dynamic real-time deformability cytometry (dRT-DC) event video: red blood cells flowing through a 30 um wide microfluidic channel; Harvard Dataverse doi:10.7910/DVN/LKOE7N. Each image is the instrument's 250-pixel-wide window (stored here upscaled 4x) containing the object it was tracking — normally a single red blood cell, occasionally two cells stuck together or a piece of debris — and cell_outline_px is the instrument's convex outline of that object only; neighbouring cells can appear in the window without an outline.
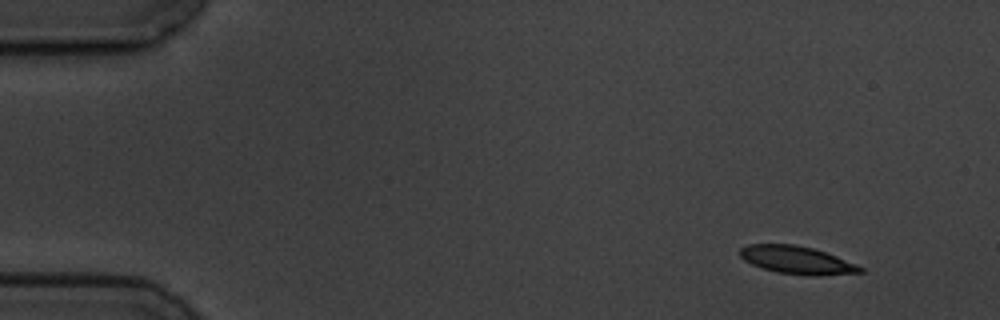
{"species": "common noctule bat (a hibernating species)", "species_latin": "Nyctalus noctula", "temperature_condition": "cold", "stored_images_in_passage": 10, "camera_frame_rate_fps": 3000, "um_per_image_px": 0.085, "animal": {"sex": "male", "body_mass_g": 19.5, "forearm_length_mm": 54.6}, "frame": {"image": 1, "passage_image": 1, "time_ms": 0.0, "image_size_px": [1000, 320], "cell_outline_px": [[864, 272], [820, 276], [808, 276], [776, 272], [760, 268], [744, 260], [740, 256], [740, 248], [748, 244], [796, 244], [812, 248], [836, 256], [856, 264], [864, 268]], "centroid_in_image_um": [67.73, 22.11], "position_along_channel_um": 17.3, "area_um2": 19.65}}
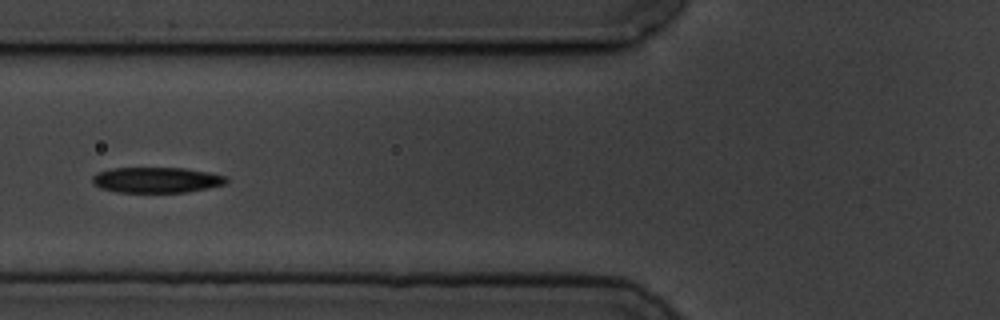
{"frame": {"image": 2, "passage_image": 6, "time_ms": 5.667, "image_size_px": [1000, 320], "cell_outline_px": [[228, 180], [224, 184], [208, 188], [188, 192], [116, 192], [100, 188], [92, 184], [92, 176], [96, 172], [112, 168], [184, 168], [208, 172], [228, 176]], "centroid_in_image_um": [13.28, 15.29], "position_along_channel_um": 112.5, "area_um2": 20.11}}
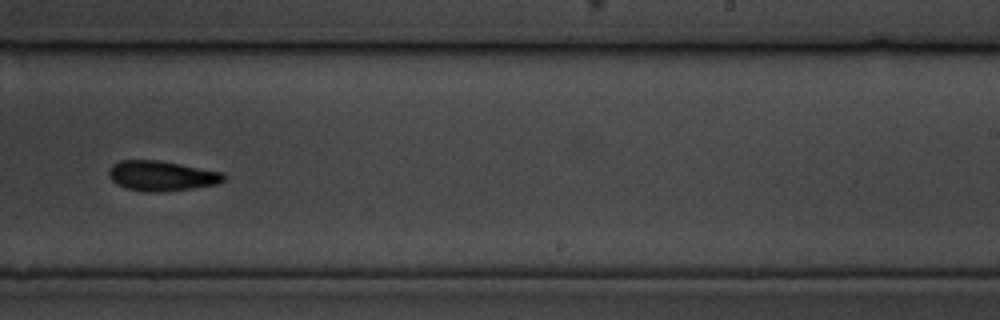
{"frame": {"image": 3, "passage_image": 10, "time_ms": 10.333, "image_size_px": [1000, 320], "cell_outline_px": [[224, 180], [216, 184], [168, 192], [144, 192], [124, 188], [116, 184], [108, 176], [108, 168], [112, 164], [120, 160], [156, 160], [180, 164], [220, 172], [224, 176]], "centroid_in_image_um": [13.65, 14.96], "position_along_channel_um": 275.4, "area_um2": 20.17}}